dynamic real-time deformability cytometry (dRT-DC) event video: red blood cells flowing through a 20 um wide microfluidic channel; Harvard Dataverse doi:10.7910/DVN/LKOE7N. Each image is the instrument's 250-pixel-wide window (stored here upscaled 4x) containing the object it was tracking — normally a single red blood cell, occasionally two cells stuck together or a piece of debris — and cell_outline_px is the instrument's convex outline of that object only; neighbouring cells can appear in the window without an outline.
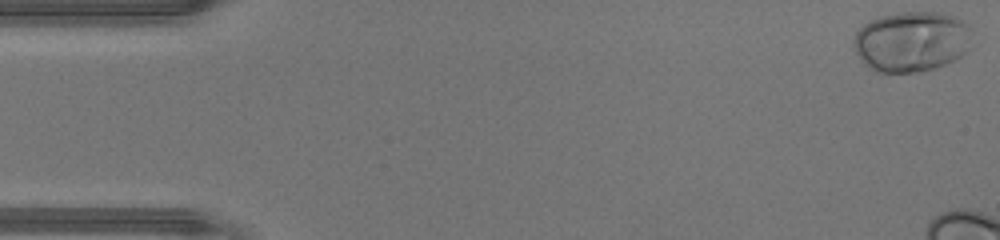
{"species": "human", "species_latin": "Homo sapiens", "temperature_condition": "warm", "stored_images_in_passage": 10, "camera_frame_rate_fps": 3000, "um_per_image_px": 0.085, "donor": {"sex": "male"}, "frame": {"image": 1, "passage_image": 1, "time_ms": 0.0, "image_size_px": [1000, 240], "cell_outline_px": [[968, 52], [944, 64], [932, 68], [916, 72], [876, 72], [868, 68], [860, 60], [852, 44], [852, 40], [856, 32], [864, 24], [880, 16], [900, 12], [936, 12], [956, 16], [964, 20], [968, 24]], "centroid_in_image_um": [77.43, 3.52], "position_along_channel_um": 7.6, "area_um2": 41.62}}